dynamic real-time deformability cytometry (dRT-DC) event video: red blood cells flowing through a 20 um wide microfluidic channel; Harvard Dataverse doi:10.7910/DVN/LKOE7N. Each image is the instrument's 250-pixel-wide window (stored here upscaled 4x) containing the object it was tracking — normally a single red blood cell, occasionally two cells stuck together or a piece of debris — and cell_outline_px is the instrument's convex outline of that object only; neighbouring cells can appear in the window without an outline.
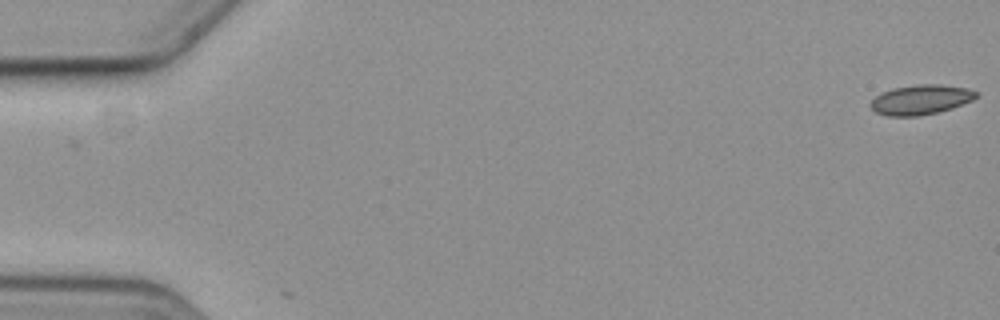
{"species": "common noctule bat (a hibernating species)", "species_latin": "Nyctalus noctula", "temperature_condition": "cold", "stored_images_in_passage": 4, "camera_frame_rate_fps": 3000, "um_per_image_px": 0.085, "animal": {"sex": "female", "body_mass_g": 19.3, "forearm_length_mm": 54.1}, "frame": {"image": 1, "passage_image": 1, "time_ms": 0.0, "image_size_px": [1000, 320], "cell_outline_px": [[976, 96], [972, 100], [952, 108], [920, 116], [888, 116], [876, 112], [868, 104], [876, 96], [892, 88], [920, 84], [940, 84], [968, 88], [976, 92]], "centroid_in_image_um": [78.25, 8.47], "position_along_channel_um": 6.8, "area_um2": 18.15}}